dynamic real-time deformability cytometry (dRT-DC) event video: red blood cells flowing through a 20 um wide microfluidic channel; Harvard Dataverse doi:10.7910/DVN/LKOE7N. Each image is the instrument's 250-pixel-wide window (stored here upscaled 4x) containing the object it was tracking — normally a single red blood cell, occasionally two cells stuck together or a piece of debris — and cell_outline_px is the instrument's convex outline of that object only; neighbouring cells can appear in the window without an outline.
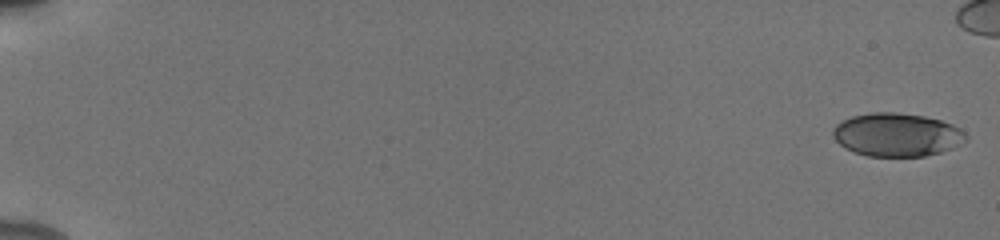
{"species": "human", "species_latin": "Homo sapiens", "temperature_condition": "cold", "stored_images_in_passage": 50, "camera_frame_rate_fps": 3000, "um_per_image_px": 0.085, "donor": {"sex": "male"}, "frame": {"image": 1, "passage_image": 1, "time_ms": 0.0, "image_size_px": [1000, 240], "cell_outline_px": [[968, 140], [952, 148], [940, 152], [924, 156], [868, 156], [844, 148], [832, 136], [832, 128], [836, 124], [852, 116], [872, 112], [896, 112], [924, 116], [940, 120], [952, 124], [960, 128], [968, 136]], "centroid_in_image_um": [76.24, 11.45], "position_along_channel_um": 8.8, "area_um2": 33.64}}
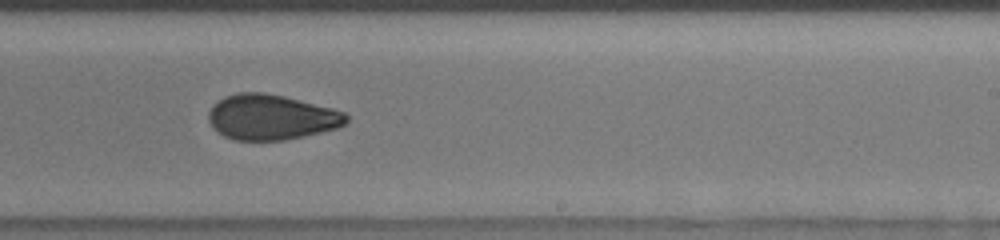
{"frame": {"image": 2, "passage_image": 36, "time_ms": 11.667, "image_size_px": [1000, 240], "cell_outline_px": [[348, 120], [344, 124], [336, 128], [304, 136], [284, 140], [236, 140], [224, 136], [208, 120], [208, 112], [224, 96], [240, 92], [264, 92], [284, 96], [332, 108], [344, 112], [348, 116]], "centroid_in_image_um": [23.07, 9.95], "position_along_channel_um": 265.9, "area_um2": 35.95}}
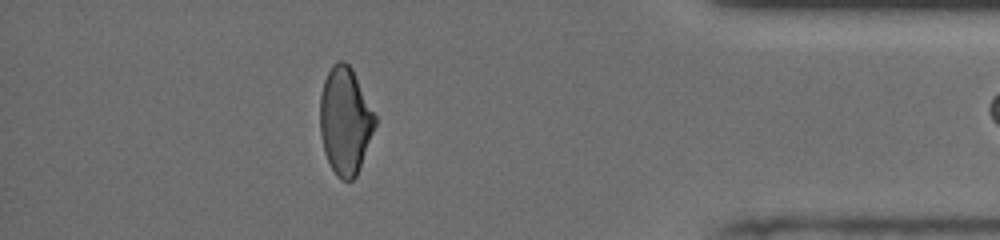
{"frame": {"image": 3, "passage_image": 49, "time_ms": 16.0, "image_size_px": [1000, 240], "cell_outline_px": [[376, 124], [356, 176], [352, 180], [340, 180], [336, 176], [324, 152], [320, 132], [320, 96], [324, 80], [332, 64], [340, 60], [344, 60], [352, 68], [376, 116]], "centroid_in_image_um": [29.32, 10.25], "position_along_channel_um": 405.9, "area_um2": 34.22}}